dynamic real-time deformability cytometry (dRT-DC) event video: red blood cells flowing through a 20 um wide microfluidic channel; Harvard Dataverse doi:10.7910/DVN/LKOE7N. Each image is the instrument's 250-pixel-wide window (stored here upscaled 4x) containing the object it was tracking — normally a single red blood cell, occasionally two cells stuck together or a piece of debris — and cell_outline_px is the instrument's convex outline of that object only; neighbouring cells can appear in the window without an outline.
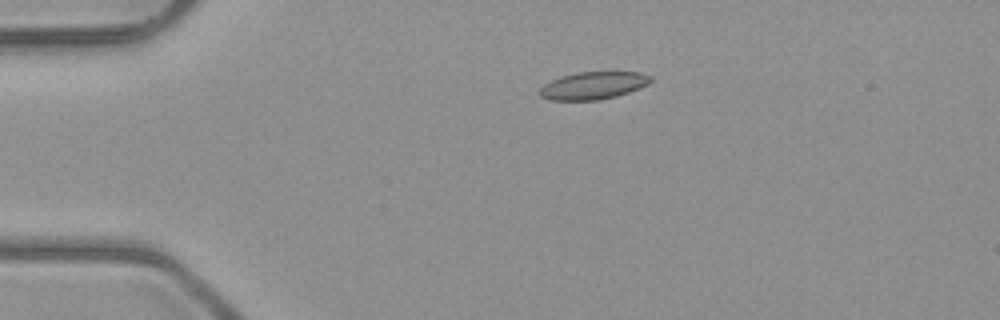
{"species": "common noctule bat (a hibernating species)", "species_latin": "Nyctalus noctula", "temperature_condition": "room temperature", "stored_images_in_passage": 5, "camera_frame_rate_fps": 3000, "um_per_image_px": 0.085, "animal": {"sex": "male", "body_mass_g": 23.1, "forearm_length_mm": 52.7}, "frame": {"image": 1, "passage_image": 4, "time_ms": 3.333, "image_size_px": [1000, 320], "cell_outline_px": [[652, 80], [648, 84], [628, 92], [616, 96], [600, 100], [548, 100], [540, 96], [540, 88], [544, 84], [560, 76], [576, 72], [640, 72], [652, 76]], "centroid_in_image_um": [50.41, 7.27], "position_along_channel_um": 34.6, "area_um2": 17.8}}